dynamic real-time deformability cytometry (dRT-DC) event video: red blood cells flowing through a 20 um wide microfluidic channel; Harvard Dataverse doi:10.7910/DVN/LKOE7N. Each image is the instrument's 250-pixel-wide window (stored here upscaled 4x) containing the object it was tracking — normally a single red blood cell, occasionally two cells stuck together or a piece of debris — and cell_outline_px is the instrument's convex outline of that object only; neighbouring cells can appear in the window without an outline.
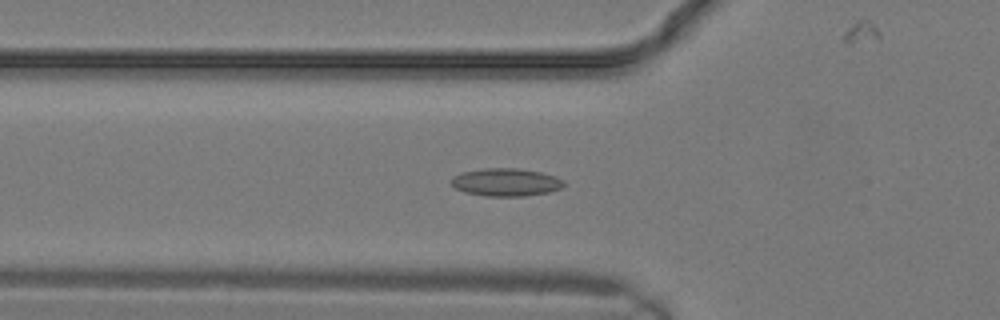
{"species": "common noctule bat (a hibernating species)", "species_latin": "Nyctalus noctula", "temperature_condition": "warm", "stored_images_in_passage": 13, "camera_frame_rate_fps": 3000, "um_per_image_px": 0.085, "animal": {"sex": "male", "body_mass_g": 19.2, "forearm_length_mm": 51.8}, "frame": {"image": 1, "passage_image": 10, "time_ms": 3.0, "image_size_px": [1000, 320], "cell_outline_px": [[564, 184], [560, 188], [548, 192], [524, 196], [484, 196], [464, 192], [456, 188], [448, 180], [452, 176], [460, 172], [484, 168], [516, 168], [540, 172], [564, 180]], "centroid_in_image_um": [42.93, 15.48], "position_along_channel_um": 82.9, "area_um2": 18.26}}